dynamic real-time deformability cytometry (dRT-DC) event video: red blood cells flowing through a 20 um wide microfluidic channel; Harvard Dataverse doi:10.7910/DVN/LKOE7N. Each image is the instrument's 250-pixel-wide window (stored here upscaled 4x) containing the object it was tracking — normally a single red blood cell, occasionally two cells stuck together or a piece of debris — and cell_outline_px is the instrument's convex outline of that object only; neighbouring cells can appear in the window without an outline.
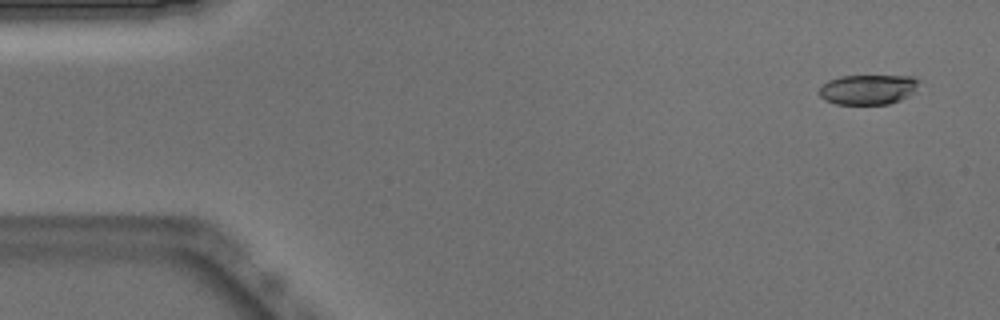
{"species": "Egyptian fruit bat (a non-hibernating species)", "species_latin": "Rousettus aegyptiacus", "temperature_condition": "warm", "stored_images_in_passage": 13, "camera_frame_rate_fps": 3000, "um_per_image_px": 0.085, "animal": {"sex": "male"}, "frame": {"image": 1, "passage_image": 3, "time_ms": 0.667, "image_size_px": [1000, 320], "cell_outline_px": [[920, 80], [916, 92], [900, 100], [888, 104], [836, 104], [824, 100], [816, 92], [820, 84], [828, 80], [840, 76], [912, 76]], "centroid_in_image_um": [73.75, 7.6], "position_along_channel_um": 11.3, "area_um2": 17.8}}